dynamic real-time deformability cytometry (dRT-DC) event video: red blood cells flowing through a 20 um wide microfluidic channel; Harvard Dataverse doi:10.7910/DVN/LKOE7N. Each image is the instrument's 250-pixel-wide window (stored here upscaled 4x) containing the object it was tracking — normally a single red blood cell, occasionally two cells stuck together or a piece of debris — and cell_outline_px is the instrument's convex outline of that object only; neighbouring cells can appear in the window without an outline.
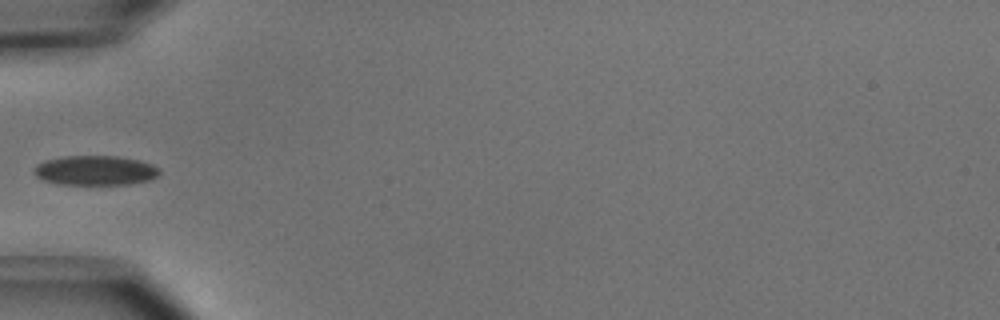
{"species": "common noctule bat (a hibernating species)", "species_latin": "Nyctalus noctula", "temperature_condition": "cold", "stored_images_in_passage": 35, "camera_frame_rate_fps": 3000, "um_per_image_px": 0.085, "animal": {"sex": "male", "body_mass_g": 15.6}, "frame": {"image": 1, "passage_image": 1, "time_ms": 0.0, "image_size_px": [1000, 320], "cell_outline_px": [[160, 176], [152, 180], [128, 184], [56, 184], [44, 180], [36, 176], [32, 172], [36, 164], [44, 160], [64, 156], [116, 156], [140, 160], [152, 164], [160, 168]], "centroid_in_image_um": [8.12, 14.48], "position_along_channel_um": 76.9, "area_um2": 21.96}}
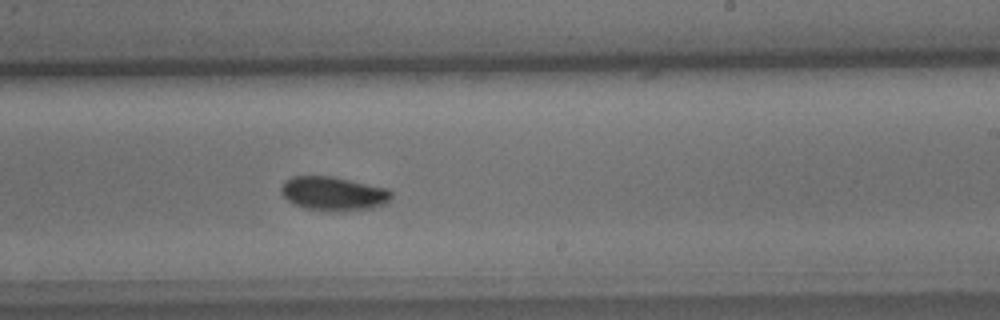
{"frame": {"image": 2, "passage_image": 15, "time_ms": 4.667, "image_size_px": [1000, 320], "cell_outline_px": [[392, 196], [388, 204], [372, 208], [304, 208], [292, 204], [280, 192], [280, 188], [284, 180], [292, 176], [332, 176], [388, 188], [392, 192]], "centroid_in_image_um": [28.33, 16.4], "position_along_channel_um": 260.7, "area_um2": 21.21}}
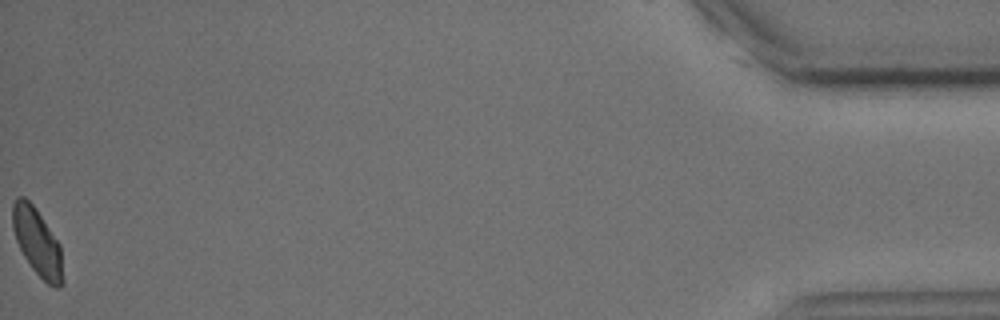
{"frame": {"image": 3, "passage_image": 35, "time_ms": 11.333, "image_size_px": [1000, 320], "cell_outline_px": [[64, 284], [60, 288], [56, 288], [48, 284], [32, 268], [24, 256], [16, 240], [12, 228], [12, 204], [16, 196], [24, 196], [32, 204], [60, 244], [64, 280]], "centroid_in_image_um": [3.17, 20.6], "position_along_channel_um": 432.0, "area_um2": 19.71}}